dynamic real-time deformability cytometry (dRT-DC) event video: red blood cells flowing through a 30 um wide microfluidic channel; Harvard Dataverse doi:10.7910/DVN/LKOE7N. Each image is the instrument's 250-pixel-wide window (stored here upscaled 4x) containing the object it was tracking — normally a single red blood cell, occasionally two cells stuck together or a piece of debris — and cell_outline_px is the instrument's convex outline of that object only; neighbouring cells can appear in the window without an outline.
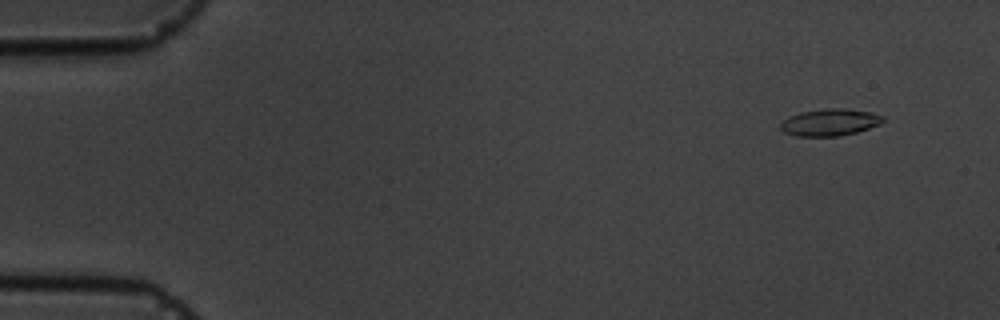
{"species": "common noctule bat (a hibernating species)", "species_latin": "Nyctalus noctula", "temperature_condition": "cold", "stored_images_in_passage": 6, "camera_frame_rate_fps": 3000, "um_per_image_px": 0.085, "animal": {"sex": "male", "body_mass_g": 19.5, "forearm_length_mm": 54.6}, "frame": {"image": 1, "passage_image": 2, "time_ms": 1.333, "image_size_px": [1000, 320], "cell_outline_px": [[884, 120], [880, 124], [856, 132], [840, 136], [796, 136], [784, 132], [780, 128], [780, 124], [788, 116], [800, 112], [824, 108], [844, 108], [872, 112], [884, 116]], "centroid_in_image_um": [70.53, 10.39], "position_along_channel_um": 14.5, "area_um2": 16.18}}